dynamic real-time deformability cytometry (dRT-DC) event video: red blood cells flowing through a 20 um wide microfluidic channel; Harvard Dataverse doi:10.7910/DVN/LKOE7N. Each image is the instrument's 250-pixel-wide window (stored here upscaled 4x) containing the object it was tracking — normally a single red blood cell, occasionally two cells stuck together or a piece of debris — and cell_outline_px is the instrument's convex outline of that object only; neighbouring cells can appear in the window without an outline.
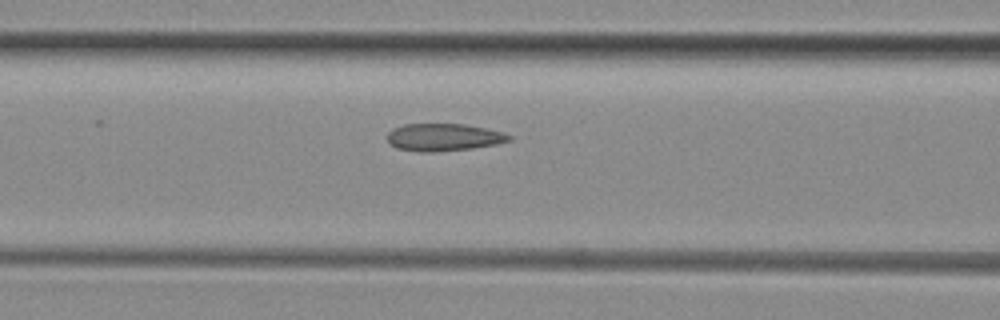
{"species": "common noctule bat (a hibernating species)", "species_latin": "Nyctalus noctula", "temperature_condition": "room temperature", "stored_images_in_passage": 4, "camera_frame_rate_fps": 3000, "um_per_image_px": 0.085, "animal": {"sex": "female", "body_mass_g": 29.2, "forearm_length_mm": 56.3}, "frame": {"image": 1, "passage_image": 4, "time_ms": 4.0, "image_size_px": [1000, 320], "cell_outline_px": [[512, 140], [496, 144], [472, 148], [432, 152], [420, 152], [396, 148], [388, 140], [388, 132], [392, 128], [404, 124], [464, 124], [488, 128], [504, 132], [512, 136]], "centroid_in_image_um": [37.73, 11.66], "position_along_channel_um": 128.9, "area_um2": 19.54}}